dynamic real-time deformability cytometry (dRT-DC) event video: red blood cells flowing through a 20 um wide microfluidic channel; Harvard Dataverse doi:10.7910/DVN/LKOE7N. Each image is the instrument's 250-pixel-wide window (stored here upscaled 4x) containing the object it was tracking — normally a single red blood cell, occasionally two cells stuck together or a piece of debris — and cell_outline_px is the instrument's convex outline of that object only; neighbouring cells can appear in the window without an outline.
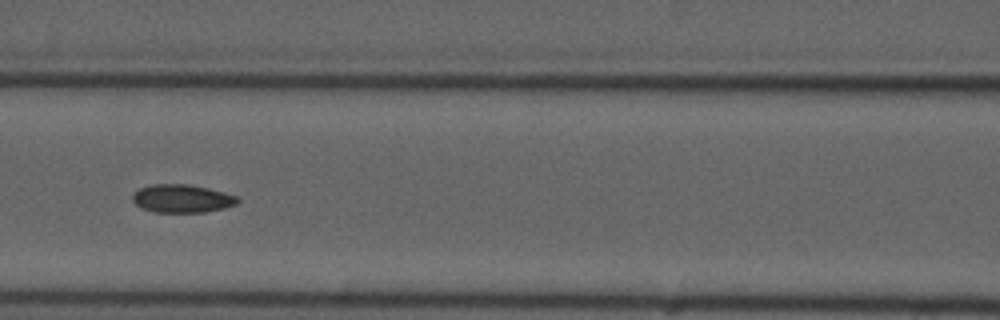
{"species": "common noctule bat (a hibernating species)", "species_latin": "Nyctalus noctula", "temperature_condition": "cold", "stored_images_in_passage": 7, "camera_frame_rate_fps": 3000, "um_per_image_px": 0.085, "animal": {"sex": "male", "forearm_length_mm": 52.5}, "frame": {"image": 1, "passage_image": 6, "time_ms": 6.0, "image_size_px": [1000, 320], "cell_outline_px": [[240, 200], [236, 204], [224, 208], [204, 212], [156, 212], [140, 208], [132, 200], [132, 196], [140, 188], [152, 184], [188, 184], [208, 188], [224, 192], [236, 196]], "centroid_in_image_um": [15.47, 16.88], "position_along_channel_um": 151.1, "area_um2": 17.17}}
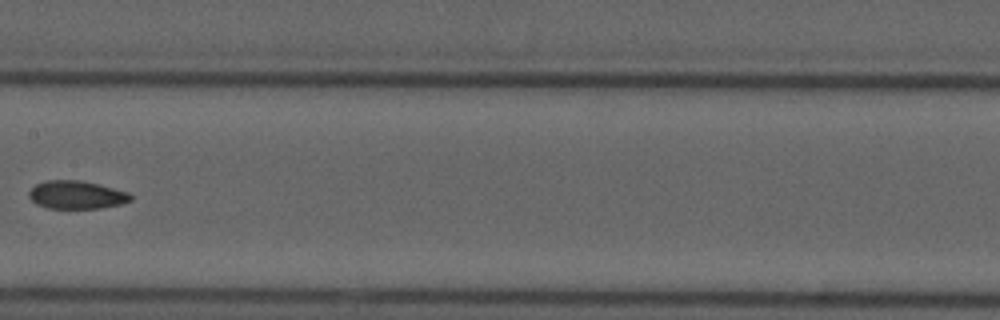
{"frame": {"image": 2, "passage_image": 7, "time_ms": 7.333, "image_size_px": [1000, 320], "cell_outline_px": [[132, 200], [120, 204], [100, 208], [48, 208], [36, 204], [28, 196], [28, 192], [36, 184], [48, 180], [80, 180], [100, 184], [128, 192], [132, 196]], "centroid_in_image_um": [6.5, 16.56], "position_along_channel_um": 200.9, "area_um2": 16.65}}